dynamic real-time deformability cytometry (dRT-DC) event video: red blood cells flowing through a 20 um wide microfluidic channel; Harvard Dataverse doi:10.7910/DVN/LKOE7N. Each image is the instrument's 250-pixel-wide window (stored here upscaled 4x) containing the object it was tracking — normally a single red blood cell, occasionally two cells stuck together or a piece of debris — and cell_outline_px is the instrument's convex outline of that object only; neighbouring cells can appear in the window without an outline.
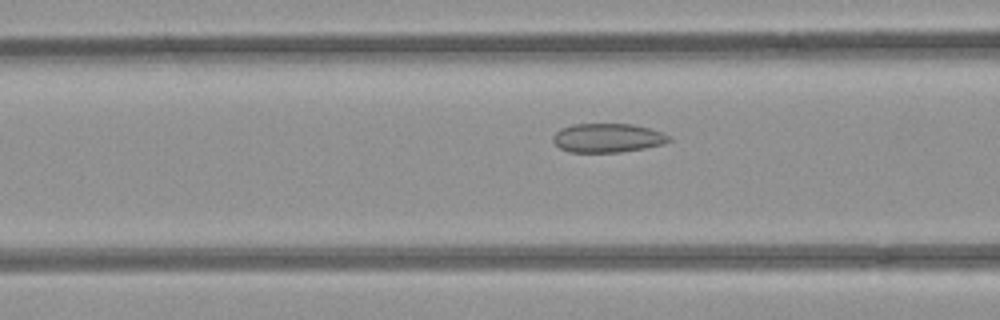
{"species": "common noctule bat (a hibernating species)", "species_latin": "Nyctalus noctula", "temperature_condition": "room temperature", "stored_images_in_passage": 53, "camera_frame_rate_fps": 3000, "um_per_image_px": 0.085, "animal": {"sex": "female", "body_mass_g": 21.9}, "frame": {"image": 1, "passage_image": 21, "time_ms": 6.667, "image_size_px": [1000, 320], "cell_outline_px": [[672, 140], [664, 144], [644, 148], [620, 152], [568, 152], [560, 148], [552, 140], [552, 136], [560, 128], [572, 124], [632, 124], [664, 132], [672, 136]], "centroid_in_image_um": [51.67, 11.72], "position_along_channel_um": 114.9, "area_um2": 19.77}}
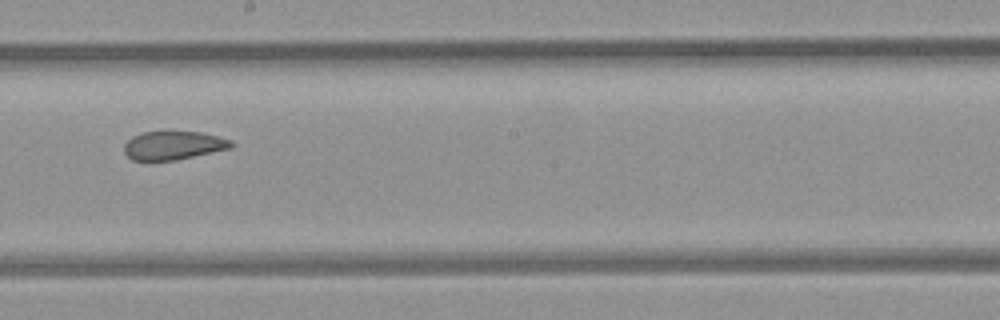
{"frame": {"image": 2, "passage_image": 30, "time_ms": 9.667, "image_size_px": [1000, 320], "cell_outline_px": [[236, 144], [232, 148], [176, 160], [132, 160], [124, 152], [124, 144], [132, 136], [144, 132], [200, 132], [232, 140]], "centroid_in_image_um": [14.76, 12.36], "position_along_channel_um": 233.4, "area_um2": 17.74}}
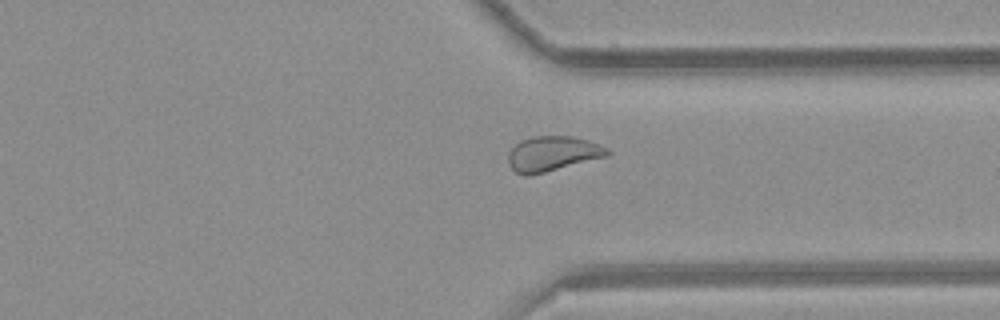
{"frame": {"image": 3, "passage_image": 40, "time_ms": 13.0, "image_size_px": [1000, 320], "cell_outline_px": [[612, 152], [608, 156], [528, 176], [524, 176], [516, 172], [508, 164], [508, 152], [520, 140], [532, 136], [572, 136], [588, 140], [600, 144], [608, 148]], "centroid_in_image_um": [46.97, 13.05], "position_along_channel_um": 364.4, "area_um2": 20.29}, "authors_computed_cell_mechanics": {"area_um2": 21.5594, "velocity_mm_per_s": 3.9447, "shape_relaxation_time_tau1_ms": null, "shape_relaxation_time_tau2_ms": 1.78, "deformation_change_tau1": null, "deformation_change_tau2": 0.0783}}